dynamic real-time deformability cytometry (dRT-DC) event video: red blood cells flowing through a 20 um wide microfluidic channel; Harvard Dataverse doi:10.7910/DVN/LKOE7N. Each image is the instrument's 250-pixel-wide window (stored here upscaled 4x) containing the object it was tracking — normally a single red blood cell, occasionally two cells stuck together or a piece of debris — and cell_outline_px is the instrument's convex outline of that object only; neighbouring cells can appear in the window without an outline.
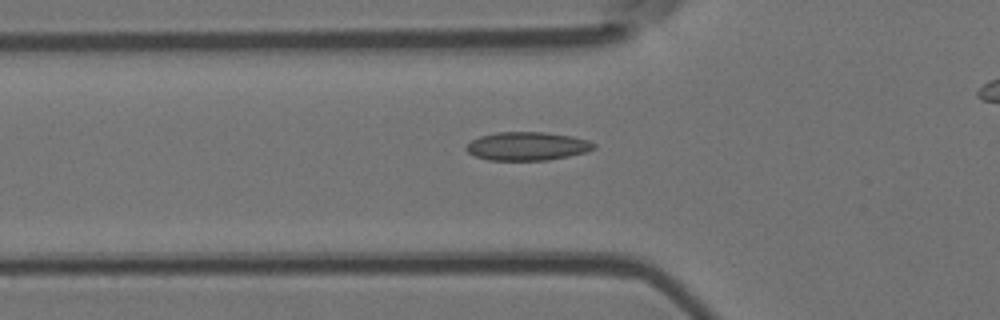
{"species": "Egyptian fruit bat (a non-hibernating species)", "species_latin": "Rousettus aegyptiacus", "temperature_condition": "room temperature", "stored_images_in_passage": 35, "camera_frame_rate_fps": 3000, "um_per_image_px": 0.085, "animal": {"sex": "female"}, "frame": {"image": 1, "passage_image": 4, "time_ms": 1.0, "image_size_px": [1000, 320], "cell_outline_px": [[596, 148], [588, 152], [548, 160], [488, 160], [476, 156], [468, 152], [464, 148], [472, 140], [480, 136], [496, 132], [544, 132], [572, 136], [588, 140], [596, 144]], "centroid_in_image_um": [44.84, 12.42], "position_along_channel_um": 81.0, "area_um2": 21.21}}
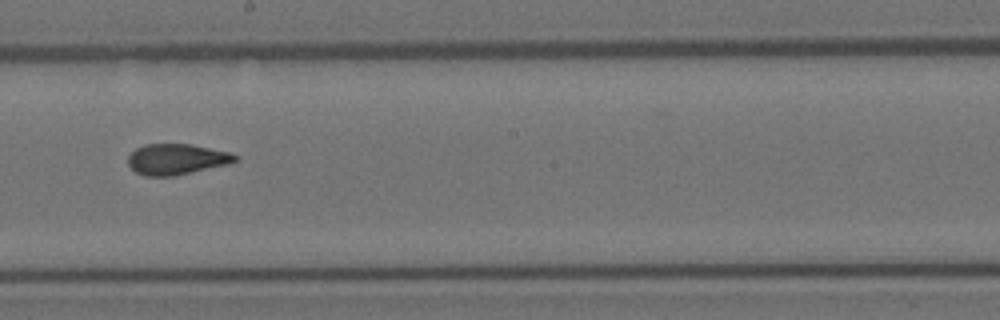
{"frame": {"image": 2, "passage_image": 16, "time_ms": 5.0, "image_size_px": [1000, 320], "cell_outline_px": [[240, 156], [236, 160], [228, 164], [172, 176], [144, 176], [136, 172], [128, 164], [128, 156], [136, 148], [144, 144], [192, 144], [232, 152]], "centroid_in_image_um": [15.02, 13.52], "position_along_channel_um": 233.2, "area_um2": 19.25}}
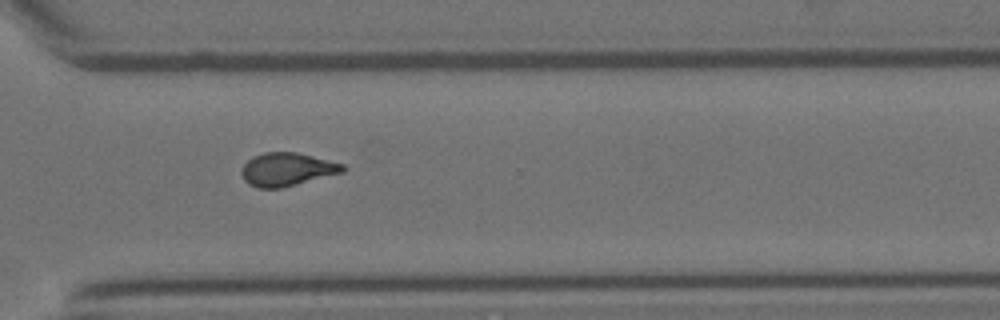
{"frame": {"image": 3, "passage_image": 25, "time_ms": 8.0, "image_size_px": [1000, 320], "cell_outline_px": [[348, 168], [344, 172], [280, 188], [256, 188], [248, 184], [244, 180], [240, 172], [244, 164], [252, 156], [264, 152], [296, 152], [344, 164]], "centroid_in_image_um": [24.38, 14.39], "position_along_channel_um": 346.2, "area_um2": 19.65}, "authors_computed_cell_mechanics": {"area_um2": 19.2474, "velocity_mm_per_s": 3.7786, "shape_relaxation_time_tau1_ms": null, "shape_relaxation_time_tau2_ms": 1.8603, "deformation_change_tau1": null, "deformation_change_tau2": 0.069}}